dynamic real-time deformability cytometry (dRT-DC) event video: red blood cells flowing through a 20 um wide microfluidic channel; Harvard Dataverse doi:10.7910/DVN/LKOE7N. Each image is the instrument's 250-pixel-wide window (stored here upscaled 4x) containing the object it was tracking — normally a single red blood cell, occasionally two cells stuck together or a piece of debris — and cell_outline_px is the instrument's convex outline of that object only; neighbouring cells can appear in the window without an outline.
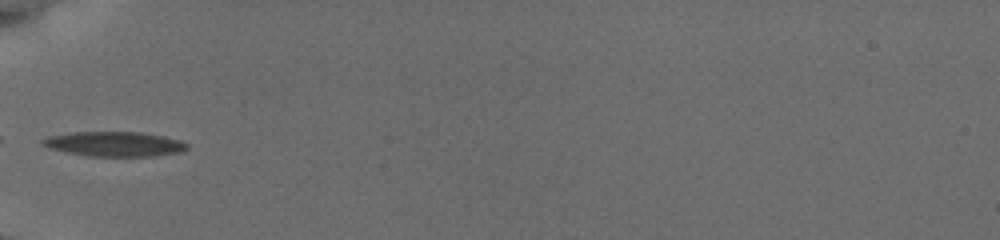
{"species": "common noctule bat (a hibernating species)", "species_latin": "Nyctalus noctula", "temperature_condition": "cold", "stored_images_in_passage": 6, "camera_frame_rate_fps": 3000, "um_per_image_px": 0.085, "animal": {"sex": "female", "body_mass_g": 19.5, "forearm_length_mm": 54.1}, "frame": {"image": 1, "passage_image": 1, "time_ms": 0.0, "image_size_px": [1000, 240], "cell_outline_px": [[188, 148], [184, 152], [152, 156], [88, 156], [64, 152], [48, 148], [40, 144], [40, 140], [48, 136], [72, 132], [140, 132], [164, 136], [180, 140], [188, 144]], "centroid_in_image_um": [9.71, 12.24], "position_along_channel_um": 75.3, "area_um2": 21.1}}
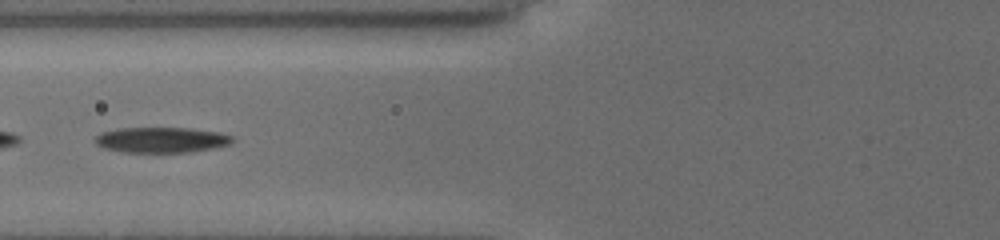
{"frame": {"image": 2, "passage_image": 5, "time_ms": 1.0, "image_size_px": [1000, 240], "cell_outline_px": [[236, 140], [232, 144], [192, 152], [120, 152], [104, 148], [96, 144], [92, 140], [92, 136], [100, 132], [120, 128], [188, 128], [220, 132], [236, 136]], "centroid_in_image_um": [13.72, 11.89], "position_along_channel_um": 112.1, "area_um2": 20.87}}